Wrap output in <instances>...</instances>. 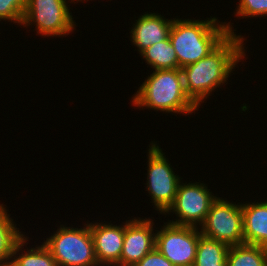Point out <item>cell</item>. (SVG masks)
<instances>
[{"label":"cell","instance_id":"6da1fadb","mask_svg":"<svg viewBox=\"0 0 267 266\" xmlns=\"http://www.w3.org/2000/svg\"><path fill=\"white\" fill-rule=\"evenodd\" d=\"M243 37L229 34L206 57L181 68L185 91L199 108L216 89L228 84L238 63L243 64V59L248 58L244 47L247 39Z\"/></svg>","mask_w":267,"mask_h":266},{"label":"cell","instance_id":"7a4b0ae2","mask_svg":"<svg viewBox=\"0 0 267 266\" xmlns=\"http://www.w3.org/2000/svg\"><path fill=\"white\" fill-rule=\"evenodd\" d=\"M210 16L205 20L174 18L169 39L180 68L198 62L212 52L229 34L237 35L230 22Z\"/></svg>","mask_w":267,"mask_h":266},{"label":"cell","instance_id":"3957f363","mask_svg":"<svg viewBox=\"0 0 267 266\" xmlns=\"http://www.w3.org/2000/svg\"><path fill=\"white\" fill-rule=\"evenodd\" d=\"M131 98V105L139 110L186 116L199 109L185 91L181 68L153 70Z\"/></svg>","mask_w":267,"mask_h":266},{"label":"cell","instance_id":"277c9868","mask_svg":"<svg viewBox=\"0 0 267 266\" xmlns=\"http://www.w3.org/2000/svg\"><path fill=\"white\" fill-rule=\"evenodd\" d=\"M89 222L83 223L80 228L60 224L56 232L41 242L50 251L58 266H99Z\"/></svg>","mask_w":267,"mask_h":266},{"label":"cell","instance_id":"5b68a950","mask_svg":"<svg viewBox=\"0 0 267 266\" xmlns=\"http://www.w3.org/2000/svg\"><path fill=\"white\" fill-rule=\"evenodd\" d=\"M148 146L145 191L149 193L147 196H151L150 203L155 207V211L164 215L174 203L178 186L183 178L175 174L173 170L175 168L157 141H151Z\"/></svg>","mask_w":267,"mask_h":266},{"label":"cell","instance_id":"8992f818","mask_svg":"<svg viewBox=\"0 0 267 266\" xmlns=\"http://www.w3.org/2000/svg\"><path fill=\"white\" fill-rule=\"evenodd\" d=\"M26 0V10L21 26L30 28L35 26L33 31L40 36L66 37L76 30V21L70 12L74 0ZM71 4H69V3ZM69 4V5H68Z\"/></svg>","mask_w":267,"mask_h":266},{"label":"cell","instance_id":"52a82bcc","mask_svg":"<svg viewBox=\"0 0 267 266\" xmlns=\"http://www.w3.org/2000/svg\"><path fill=\"white\" fill-rule=\"evenodd\" d=\"M198 181L180 182L174 203L164 214L165 217L175 214L176 218L172 221L168 219L167 222L198 228L204 223L207 213L218 195H214L211 189H208V185Z\"/></svg>","mask_w":267,"mask_h":266},{"label":"cell","instance_id":"ba28073f","mask_svg":"<svg viewBox=\"0 0 267 266\" xmlns=\"http://www.w3.org/2000/svg\"><path fill=\"white\" fill-rule=\"evenodd\" d=\"M199 228L203 236L228 246L244 244L242 203L218 196Z\"/></svg>","mask_w":267,"mask_h":266},{"label":"cell","instance_id":"9c48e42d","mask_svg":"<svg viewBox=\"0 0 267 266\" xmlns=\"http://www.w3.org/2000/svg\"><path fill=\"white\" fill-rule=\"evenodd\" d=\"M160 228V229H159ZM155 235V248L174 266H193L200 228L164 222Z\"/></svg>","mask_w":267,"mask_h":266},{"label":"cell","instance_id":"30bf717a","mask_svg":"<svg viewBox=\"0 0 267 266\" xmlns=\"http://www.w3.org/2000/svg\"><path fill=\"white\" fill-rule=\"evenodd\" d=\"M145 218V219H144ZM137 216L124 221V240L120 266H134L155 248L156 225L153 218ZM148 218V219H147ZM155 226V229L154 227Z\"/></svg>","mask_w":267,"mask_h":266},{"label":"cell","instance_id":"8fae6325","mask_svg":"<svg viewBox=\"0 0 267 266\" xmlns=\"http://www.w3.org/2000/svg\"><path fill=\"white\" fill-rule=\"evenodd\" d=\"M105 222V223H104ZM90 222V232L94 243V251L99 266H120L124 240V222L113 224Z\"/></svg>","mask_w":267,"mask_h":266},{"label":"cell","instance_id":"7c38bea8","mask_svg":"<svg viewBox=\"0 0 267 266\" xmlns=\"http://www.w3.org/2000/svg\"><path fill=\"white\" fill-rule=\"evenodd\" d=\"M138 19L131 22L130 42L137 47L134 51L140 54L146 48L166 40L173 24V19H168L159 13L144 12Z\"/></svg>","mask_w":267,"mask_h":266},{"label":"cell","instance_id":"4fadbf2b","mask_svg":"<svg viewBox=\"0 0 267 266\" xmlns=\"http://www.w3.org/2000/svg\"><path fill=\"white\" fill-rule=\"evenodd\" d=\"M265 200L242 203L244 244L263 247L267 243V199Z\"/></svg>","mask_w":267,"mask_h":266},{"label":"cell","instance_id":"5bb4252c","mask_svg":"<svg viewBox=\"0 0 267 266\" xmlns=\"http://www.w3.org/2000/svg\"><path fill=\"white\" fill-rule=\"evenodd\" d=\"M29 240V237L24 235L15 244L9 266H58L43 243L35 246V248H28ZM24 246L27 249H24Z\"/></svg>","mask_w":267,"mask_h":266},{"label":"cell","instance_id":"9a60e30c","mask_svg":"<svg viewBox=\"0 0 267 266\" xmlns=\"http://www.w3.org/2000/svg\"><path fill=\"white\" fill-rule=\"evenodd\" d=\"M0 203V266H9L15 244L24 236L9 213Z\"/></svg>","mask_w":267,"mask_h":266},{"label":"cell","instance_id":"2e32d148","mask_svg":"<svg viewBox=\"0 0 267 266\" xmlns=\"http://www.w3.org/2000/svg\"><path fill=\"white\" fill-rule=\"evenodd\" d=\"M142 59L153 70L179 69L177 55L169 37L158 42L140 53Z\"/></svg>","mask_w":267,"mask_h":266},{"label":"cell","instance_id":"e0dca14e","mask_svg":"<svg viewBox=\"0 0 267 266\" xmlns=\"http://www.w3.org/2000/svg\"><path fill=\"white\" fill-rule=\"evenodd\" d=\"M230 246L223 242L199 236L197 253L193 266H210L217 263H227V254Z\"/></svg>","mask_w":267,"mask_h":266},{"label":"cell","instance_id":"ac0fdd59","mask_svg":"<svg viewBox=\"0 0 267 266\" xmlns=\"http://www.w3.org/2000/svg\"><path fill=\"white\" fill-rule=\"evenodd\" d=\"M228 266H267L264 248L242 244L230 246L227 254Z\"/></svg>","mask_w":267,"mask_h":266},{"label":"cell","instance_id":"d6986e66","mask_svg":"<svg viewBox=\"0 0 267 266\" xmlns=\"http://www.w3.org/2000/svg\"><path fill=\"white\" fill-rule=\"evenodd\" d=\"M26 10V0H0V21H8L21 27Z\"/></svg>","mask_w":267,"mask_h":266},{"label":"cell","instance_id":"ffe728a7","mask_svg":"<svg viewBox=\"0 0 267 266\" xmlns=\"http://www.w3.org/2000/svg\"><path fill=\"white\" fill-rule=\"evenodd\" d=\"M234 15L238 19L257 18L267 16V0H239L236 4Z\"/></svg>","mask_w":267,"mask_h":266},{"label":"cell","instance_id":"44dd1931","mask_svg":"<svg viewBox=\"0 0 267 266\" xmlns=\"http://www.w3.org/2000/svg\"><path fill=\"white\" fill-rule=\"evenodd\" d=\"M134 266H174L162 253L156 248L145 255Z\"/></svg>","mask_w":267,"mask_h":266},{"label":"cell","instance_id":"7402d4cb","mask_svg":"<svg viewBox=\"0 0 267 266\" xmlns=\"http://www.w3.org/2000/svg\"><path fill=\"white\" fill-rule=\"evenodd\" d=\"M263 248H264V252H265V257L267 259V243L263 246Z\"/></svg>","mask_w":267,"mask_h":266},{"label":"cell","instance_id":"603a6c76","mask_svg":"<svg viewBox=\"0 0 267 266\" xmlns=\"http://www.w3.org/2000/svg\"><path fill=\"white\" fill-rule=\"evenodd\" d=\"M210 266H228L227 263H217V265H210Z\"/></svg>","mask_w":267,"mask_h":266},{"label":"cell","instance_id":"cb8c5ba5","mask_svg":"<svg viewBox=\"0 0 267 266\" xmlns=\"http://www.w3.org/2000/svg\"><path fill=\"white\" fill-rule=\"evenodd\" d=\"M74 1H76L77 3L82 1V3H84L85 1L88 2L89 0H74ZM83 1H84V2H83ZM90 1H92V0H90ZM93 1H94V0H93Z\"/></svg>","mask_w":267,"mask_h":266}]
</instances>
